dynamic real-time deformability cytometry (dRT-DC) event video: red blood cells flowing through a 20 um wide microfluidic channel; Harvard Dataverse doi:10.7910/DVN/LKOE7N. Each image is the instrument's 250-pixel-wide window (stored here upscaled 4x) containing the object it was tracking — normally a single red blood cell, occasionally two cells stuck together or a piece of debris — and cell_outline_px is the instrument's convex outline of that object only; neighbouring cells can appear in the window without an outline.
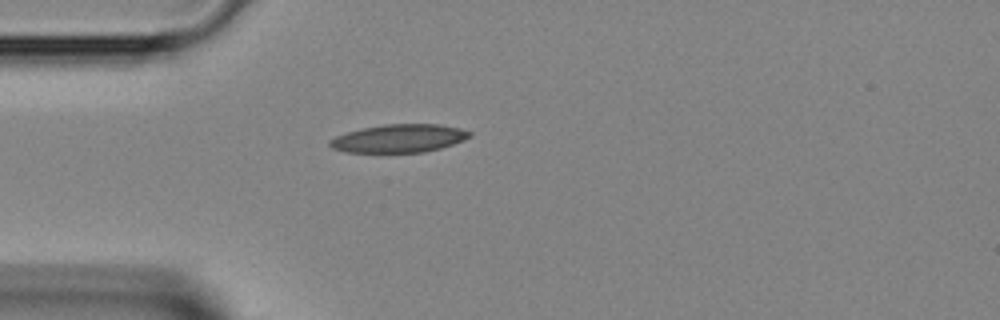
{"species": "Egyptian fruit bat (a non-hibernating species)", "species_latin": "Rousettus aegyptiacus", "temperature_condition": "room temperature", "stored_images_in_passage": 32, "camera_frame_rate_fps": 3000, "um_per_image_px": 0.085, "animal": {"sex": "female"}, "frame": {"image": 1, "passage_image": 1, "time_ms": 0.0, "image_size_px": [1000, 320], "cell_outline_px": [[472, 136], [464, 140], [440, 148], [424, 152], [344, 152], [332, 148], [328, 144], [328, 140], [336, 136], [348, 132], [364, 128], [384, 124], [440, 124], [460, 128], [472, 132]], "centroid_in_image_um": [33.93, 11.76], "position_along_channel_um": 51.1, "area_um2": 22.89}}
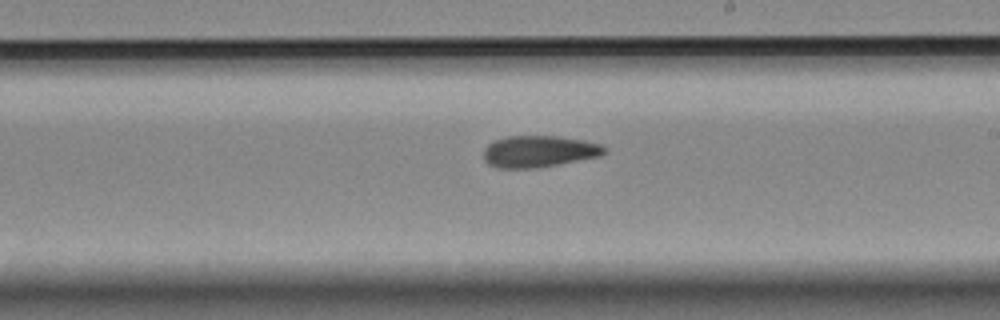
{"frame": {"image": 2, "passage_image": 14, "time_ms": 4.333, "image_size_px": [1000, 320], "cell_outline_px": [[608, 152], [600, 156], [560, 164], [536, 168], [500, 168], [488, 164], [484, 160], [484, 148], [492, 140], [508, 136], [560, 136], [584, 140], [600, 144], [608, 148]], "centroid_in_image_um": [45.83, 12.86], "position_along_channel_um": 243.2, "area_um2": 22.54}}
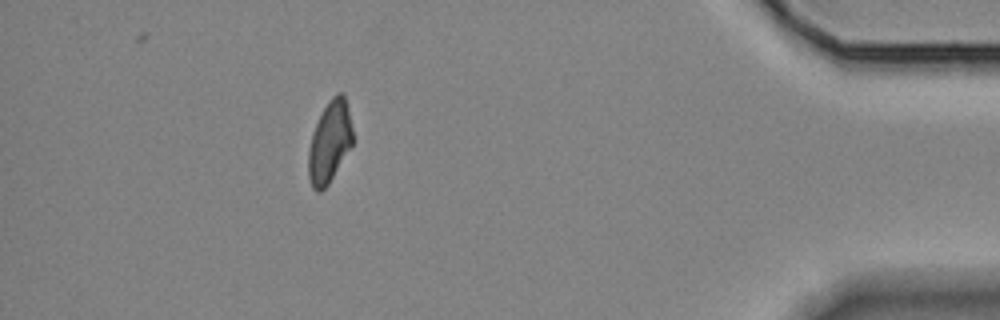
{"frame": {"image": 3, "passage_image": 28, "time_ms": 9.0, "image_size_px": [1000, 320], "cell_outline_px": [[352, 144], [328, 184], [320, 192], [316, 192], [312, 188], [308, 176], [308, 152], [312, 132], [328, 100], [336, 92], [344, 92], [352, 128]], "centroid_in_image_um": [28.0, 12.06], "position_along_channel_um": 407.2, "area_um2": 20.87}}